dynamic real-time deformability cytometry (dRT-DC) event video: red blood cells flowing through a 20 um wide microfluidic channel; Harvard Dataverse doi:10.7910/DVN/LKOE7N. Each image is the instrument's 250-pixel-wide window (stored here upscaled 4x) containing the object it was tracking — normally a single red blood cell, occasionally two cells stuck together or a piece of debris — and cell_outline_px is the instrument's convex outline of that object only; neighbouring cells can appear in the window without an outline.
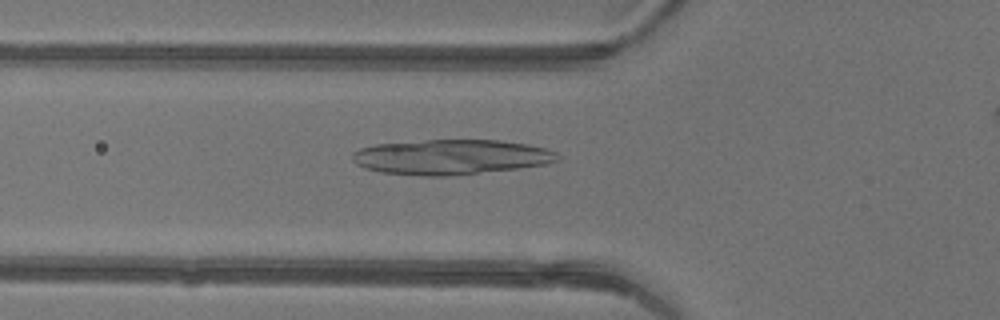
{"species": "common noctule bat (a hibernating species)", "species_latin": "Nyctalus noctula", "temperature_condition": "warm", "stored_images_in_passage": 42, "camera_frame_rate_fps": 3000, "um_per_image_px": 0.085, "animal": {"sex": "female"}, "frame": {"image": 1, "passage_image": 16, "time_ms": 5.0, "image_size_px": [1000, 320], "cell_outline_px": [[560, 160], [548, 164], [520, 168], [452, 176], [424, 176], [384, 172], [364, 168], [356, 164], [352, 160], [352, 152], [360, 148], [376, 144], [424, 140], [500, 140], [528, 144], [548, 148], [556, 152], [560, 156]], "centroid_in_image_um": [38.38, 13.34], "position_along_channel_um": 87.4, "area_um2": 42.25}}
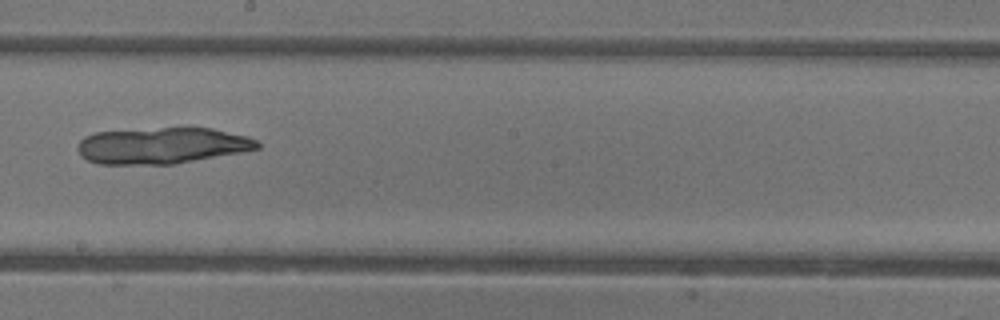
{"frame": {"image": 2, "passage_image": 26, "time_ms": 8.333, "image_size_px": [1000, 320], "cell_outline_px": [[260, 148], [244, 152], [176, 164], [100, 164], [88, 160], [80, 156], [76, 148], [80, 140], [84, 136], [92, 132], [160, 128], [212, 128], [248, 136], [256, 140], [260, 144]], "centroid_in_image_um": [13.77, 12.38], "position_along_channel_um": 234.4, "area_um2": 38.32}}
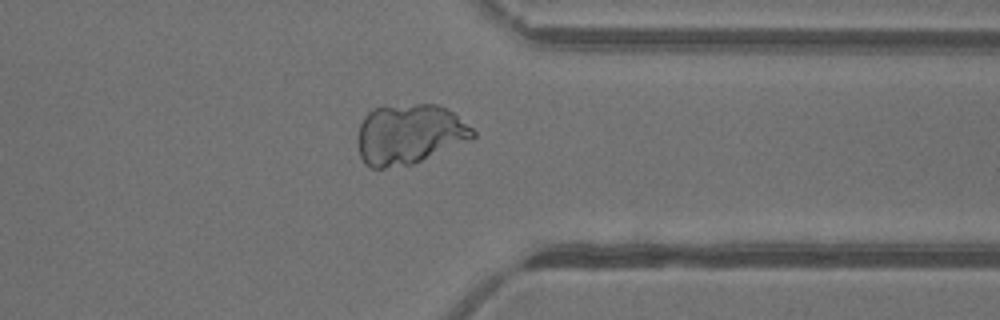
{"frame": {"image": 3, "passage_image": 36, "time_ms": 11.667, "image_size_px": [1000, 320], "cell_outline_px": [[476, 136], [472, 140], [412, 164], [384, 168], [372, 168], [364, 164], [360, 156], [356, 140], [360, 124], [364, 116], [372, 108], [416, 104], [436, 104], [452, 112], [472, 128], [476, 132]], "centroid_in_image_um": [34.77, 11.42], "position_along_channel_um": 376.6, "area_um2": 40.46}}